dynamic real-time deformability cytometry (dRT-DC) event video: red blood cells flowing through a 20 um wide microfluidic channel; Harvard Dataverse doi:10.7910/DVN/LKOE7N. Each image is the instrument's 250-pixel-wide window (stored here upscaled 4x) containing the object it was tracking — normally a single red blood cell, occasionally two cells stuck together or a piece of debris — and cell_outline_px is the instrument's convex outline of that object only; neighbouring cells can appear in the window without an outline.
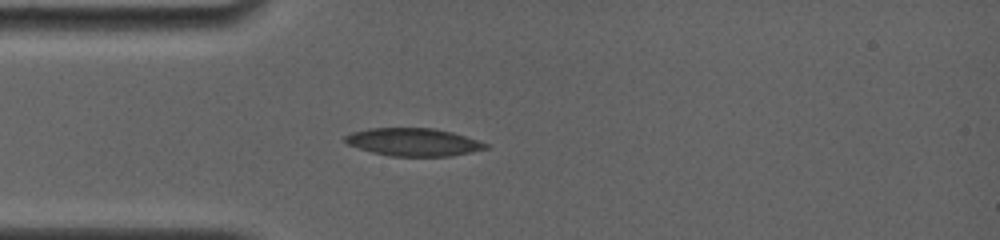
{"species": "common noctule bat (a hibernating species)", "species_latin": "Nyctalus noctula", "temperature_condition": "room temperature", "stored_images_in_passage": 7, "camera_frame_rate_fps": 4000, "um_per_image_px": 0.085, "animal": {"sex": "female", "body_mass_g": 19.0, "forearm_length_mm": 56.7}, "frame": {"image": 1, "passage_image": 1, "time_ms": 0.0, "image_size_px": [1000, 240], "cell_outline_px": [[488, 148], [452, 156], [392, 156], [372, 152], [348, 144], [344, 140], [344, 136], [352, 132], [368, 128], [432, 128], [452, 132], [488, 144]], "centroid_in_image_um": [35.12, 12.07], "position_along_channel_um": 49.9, "area_um2": 22.54}}
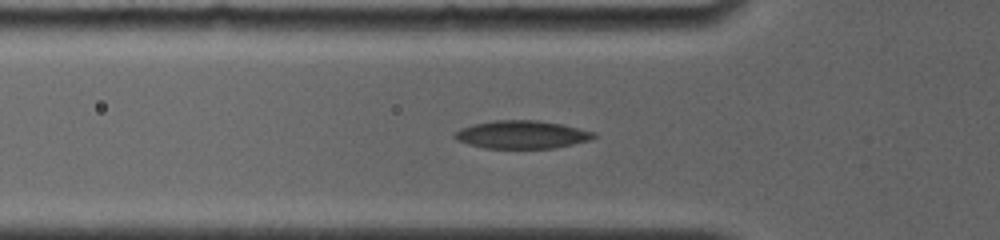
{"frame": {"image": 2, "passage_image": 6, "time_ms": 1.0, "image_size_px": [1000, 240], "cell_outline_px": [[596, 136], [592, 140], [556, 148], [484, 148], [468, 144], [456, 140], [452, 136], [452, 132], [460, 128], [472, 124], [496, 120], [536, 120], [564, 124], [596, 132]], "centroid_in_image_um": [44.36, 11.44], "position_along_channel_um": 81.4, "area_um2": 23.06}}